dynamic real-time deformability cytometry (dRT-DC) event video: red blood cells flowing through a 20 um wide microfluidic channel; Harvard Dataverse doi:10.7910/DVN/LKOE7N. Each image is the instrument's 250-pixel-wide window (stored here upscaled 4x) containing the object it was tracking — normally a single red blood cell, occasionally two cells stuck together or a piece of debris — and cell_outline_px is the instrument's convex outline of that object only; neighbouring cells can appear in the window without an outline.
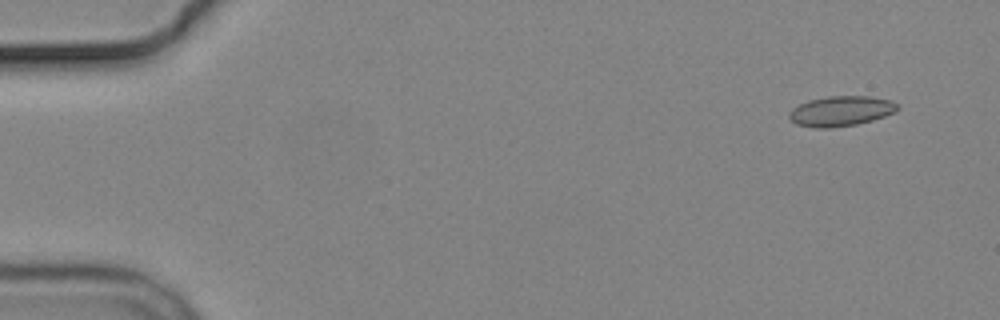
{"species": "common noctule bat (a hibernating species)", "species_latin": "Nyctalus noctula", "temperature_condition": "cold", "stored_images_in_passage": 6, "camera_frame_rate_fps": 3000, "um_per_image_px": 0.085, "animal": {"sex": "male", "body_mass_g": 19.2, "forearm_length_mm": 51.8}, "frame": {"image": 1, "passage_image": 2, "time_ms": 1.0, "image_size_px": [1000, 320], "cell_outline_px": [[900, 108], [896, 112], [872, 120], [856, 124], [832, 128], [812, 128], [796, 124], [788, 116], [788, 112], [792, 108], [808, 100], [828, 96], [868, 96], [892, 100], [900, 104]], "centroid_in_image_um": [71.49, 9.44], "position_along_channel_um": 13.5, "area_um2": 19.25}}
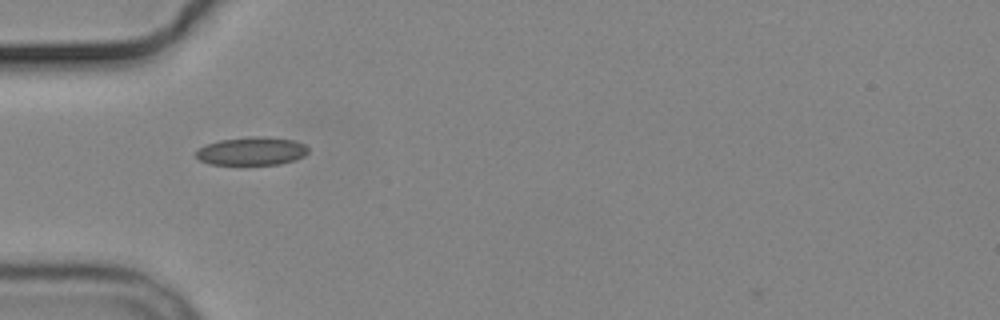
{"frame": {"image": 2, "passage_image": 5, "time_ms": 5.667, "image_size_px": [1000, 320], "cell_outline_px": [[308, 152], [304, 156], [280, 164], [244, 168], [208, 164], [200, 160], [196, 156], [196, 152], [200, 148], [208, 144], [220, 140], [252, 136], [268, 136], [292, 140], [304, 144], [308, 148]], "centroid_in_image_um": [21.37, 12.9], "position_along_channel_um": 63.6, "area_um2": 19.31}}
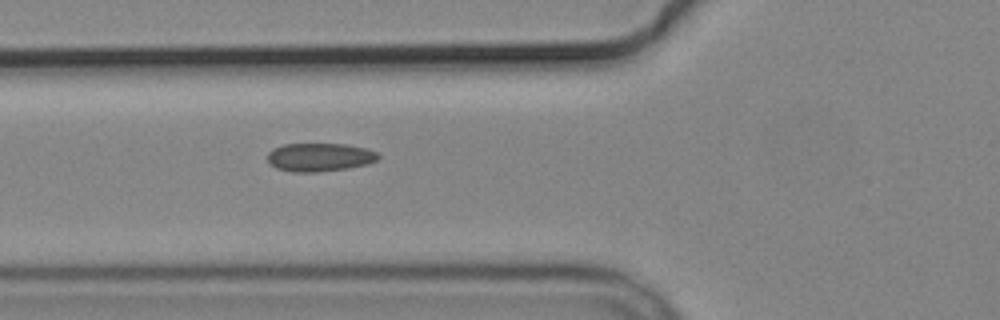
{"frame": {"image": 3, "passage_image": 6, "time_ms": 6.667, "image_size_px": [1000, 320], "cell_outline_px": [[380, 156], [376, 160], [368, 164], [348, 168], [320, 172], [292, 172], [276, 168], [268, 160], [268, 152], [272, 148], [284, 144], [348, 144], [368, 148], [376, 152]], "centroid_in_image_um": [27.18, 13.36], "position_along_channel_um": 98.6, "area_um2": 18.44}}